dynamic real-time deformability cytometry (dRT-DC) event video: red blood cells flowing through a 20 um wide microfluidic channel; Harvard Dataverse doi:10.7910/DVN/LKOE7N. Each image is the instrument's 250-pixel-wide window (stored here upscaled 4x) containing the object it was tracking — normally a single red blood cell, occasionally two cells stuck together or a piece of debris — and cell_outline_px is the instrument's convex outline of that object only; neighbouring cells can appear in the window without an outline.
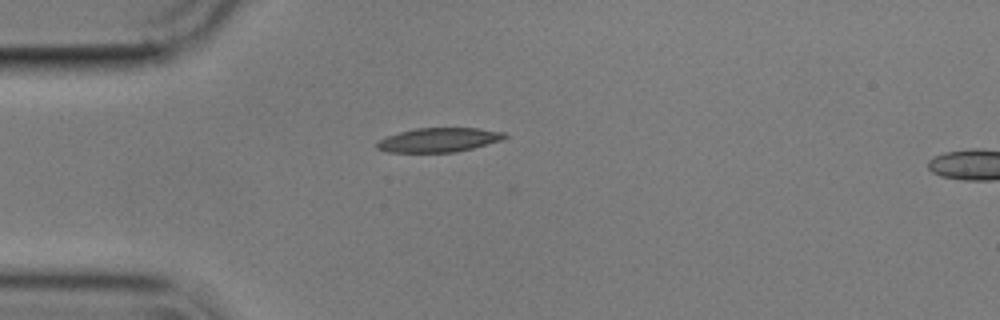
{"species": "common noctule bat (a hibernating species)", "species_latin": "Nyctalus noctula", "temperature_condition": "cold", "stored_images_in_passage": 34, "camera_frame_rate_fps": 3000, "um_per_image_px": 0.085, "animal": {"sex": "male", "body_mass_g": 17.9}, "frame": {"image": 1, "passage_image": 1, "time_ms": 0.0, "image_size_px": [1000, 320], "cell_outline_px": [[508, 136], [500, 140], [472, 148], [456, 152], [388, 152], [376, 148], [376, 144], [380, 140], [388, 136], [400, 132], [416, 128], [476, 128], [504, 132]], "centroid_in_image_um": [37.29, 11.89], "position_along_channel_um": 47.7, "area_um2": 17.74}}
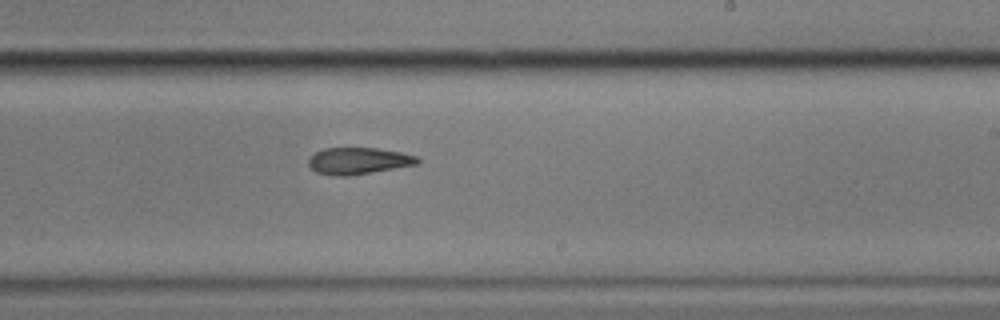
{"frame": {"image": 2, "passage_image": 20, "time_ms": 6.333, "image_size_px": [1000, 320], "cell_outline_px": [[420, 164], [348, 176], [332, 176], [316, 172], [308, 164], [308, 160], [316, 152], [324, 148], [376, 148], [400, 152], [420, 156]], "centroid_in_image_um": [30.51, 13.68], "position_along_channel_um": 258.5, "area_um2": 17.05}}
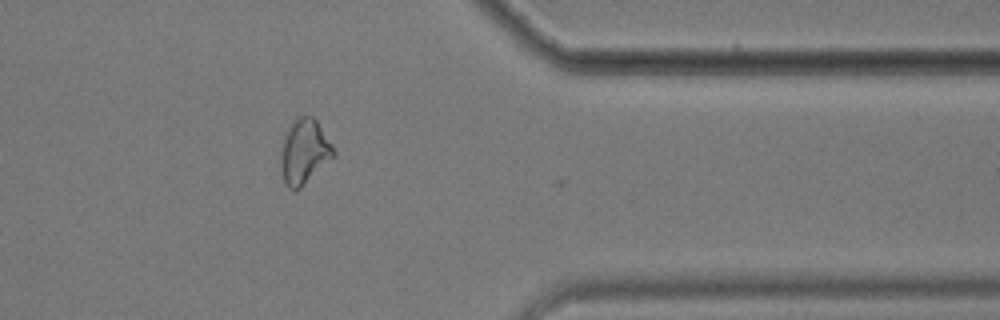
{"frame": {"image": 3, "passage_image": 32, "time_ms": 10.333, "image_size_px": [1000, 320], "cell_outline_px": [[336, 156], [300, 188], [288, 188], [284, 180], [280, 168], [280, 156], [284, 140], [288, 128], [292, 120], [296, 116], [312, 116], [316, 120], [332, 144], [336, 152]], "centroid_in_image_um": [25.88, 12.88], "position_along_channel_um": 385.5, "area_um2": 19.88}, "authors_computed_cell_mechanics": {"area_um2": 17.9758, "velocity_mm_per_s": 3.5376, "shape_relaxation_time_tau1_ms": 9.2773, "shape_relaxation_time_tau2_ms": null, "deformation_change_tau1": 0.1809, "deformation_change_tau2": null}}